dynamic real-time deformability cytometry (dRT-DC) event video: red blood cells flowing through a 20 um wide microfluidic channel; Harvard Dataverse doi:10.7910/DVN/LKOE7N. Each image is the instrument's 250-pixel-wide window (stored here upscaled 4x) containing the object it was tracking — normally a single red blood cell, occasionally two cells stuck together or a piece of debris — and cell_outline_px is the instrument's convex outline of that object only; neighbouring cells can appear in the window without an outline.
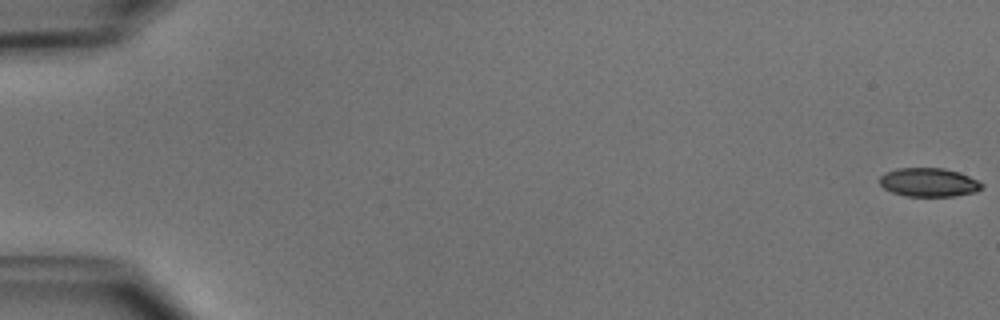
{"species": "common noctule bat (a hibernating species)", "species_latin": "Nyctalus noctula", "temperature_condition": "cold", "stored_images_in_passage": 7, "camera_frame_rate_fps": 3000, "um_per_image_px": 0.085, "animal": {"sex": "male", "body_mass_g": 15.6}, "frame": {"image": 1, "passage_image": 1, "time_ms": 0.0, "image_size_px": [1000, 320], "cell_outline_px": [[984, 188], [976, 192], [956, 196], [904, 196], [892, 192], [884, 188], [880, 184], [880, 176], [884, 172], [896, 168], [944, 168], [960, 172], [984, 184]], "centroid_in_image_um": [78.96, 15.5], "position_along_channel_um": 6.0, "area_um2": 17.28}}